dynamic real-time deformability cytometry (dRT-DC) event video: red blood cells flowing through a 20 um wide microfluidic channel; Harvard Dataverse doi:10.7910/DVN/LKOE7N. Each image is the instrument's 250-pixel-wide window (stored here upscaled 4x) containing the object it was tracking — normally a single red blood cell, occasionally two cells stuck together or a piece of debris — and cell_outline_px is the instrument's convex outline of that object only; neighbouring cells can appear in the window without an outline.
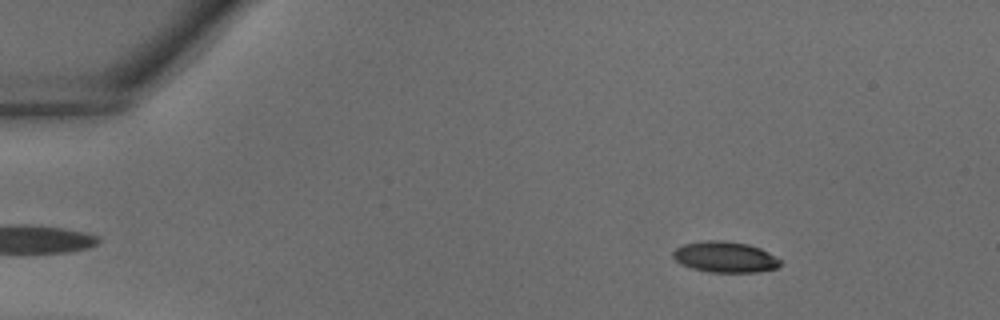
{"species": "common noctule bat (a hibernating species)", "species_latin": "Nyctalus noctula", "temperature_condition": "warm", "stored_images_in_passage": 34, "camera_frame_rate_fps": 3000, "um_per_image_px": 0.085, "animal": {"sex": "male", "body_mass_g": 18.8}, "frame": {"image": 1, "passage_image": 1, "time_ms": 0.0, "image_size_px": [1000, 320], "cell_outline_px": [[784, 260], [776, 268], [756, 272], [708, 272], [692, 268], [680, 264], [672, 256], [672, 252], [676, 248], [684, 244], [708, 240], [724, 240], [748, 244], [760, 248]], "centroid_in_image_um": [61.64, 21.84], "position_along_channel_um": 23.4, "area_um2": 19.42}}
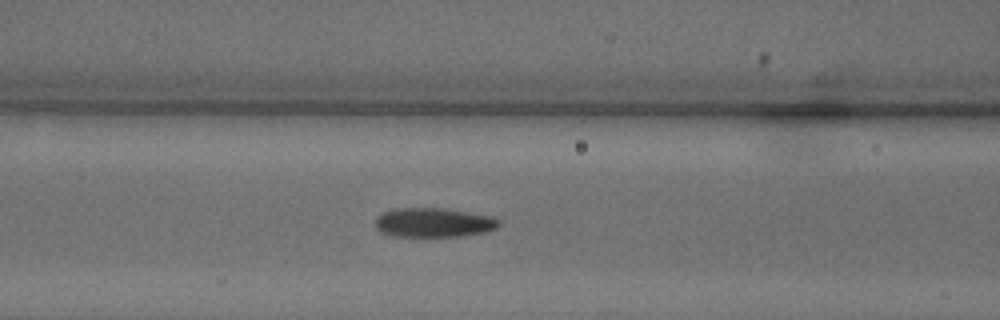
{"frame": {"image": 2, "passage_image": 12, "time_ms": 3.667, "image_size_px": [1000, 320], "cell_outline_px": [[500, 224], [496, 228], [484, 232], [460, 236], [396, 236], [380, 232], [376, 228], [376, 216], [384, 212], [396, 208], [444, 208], [492, 216], [500, 220]], "centroid_in_image_um": [36.86, 18.91], "position_along_channel_um": 129.7, "area_um2": 21.04}}
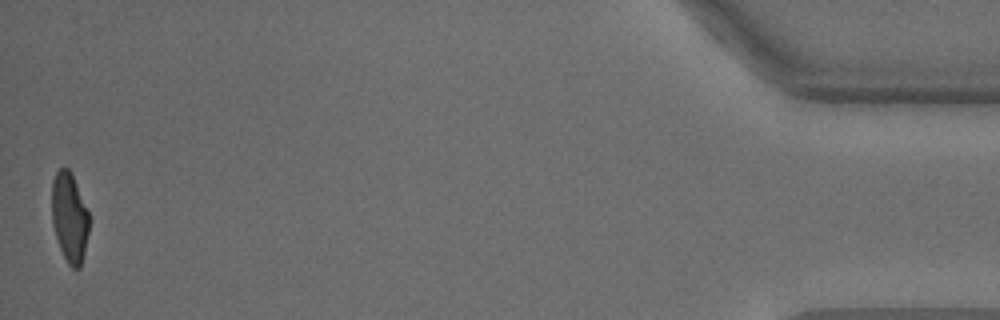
{"frame": {"image": 3, "passage_image": 34, "time_ms": 11.0, "image_size_px": [1000, 320], "cell_outline_px": [[88, 232], [84, 252], [80, 268], [72, 268], [68, 264], [60, 248], [52, 224], [52, 180], [56, 172], [60, 168], [68, 168], [72, 172], [88, 212]], "centroid_in_image_um": [5.89, 18.45], "position_along_channel_um": 429.3, "area_um2": 19.31}}